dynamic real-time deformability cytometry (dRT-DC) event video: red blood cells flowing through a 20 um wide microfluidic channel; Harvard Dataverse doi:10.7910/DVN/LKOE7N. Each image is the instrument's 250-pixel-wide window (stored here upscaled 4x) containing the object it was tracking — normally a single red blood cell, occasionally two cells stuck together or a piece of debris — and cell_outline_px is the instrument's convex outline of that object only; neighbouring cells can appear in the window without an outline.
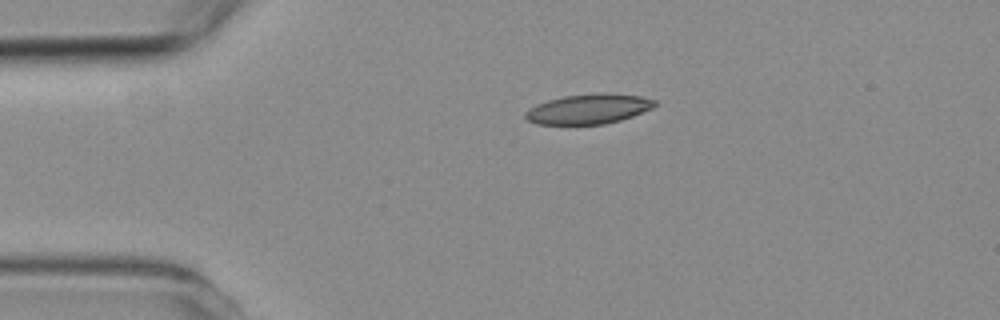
{"species": "common noctule bat (a hibernating species)", "species_latin": "Nyctalus noctula", "temperature_condition": "room temperature", "stored_images_in_passage": 4, "camera_frame_rate_fps": 3000, "um_per_image_px": 0.085, "animal": {"sex": "female", "body_mass_g": 19.3, "forearm_length_mm": 54.1}, "frame": {"image": 1, "passage_image": 4, "time_ms": 5.333, "image_size_px": [1000, 320], "cell_outline_px": [[656, 104], [652, 108], [632, 116], [620, 120], [604, 124], [536, 124], [528, 120], [524, 116], [524, 112], [528, 108], [536, 104], [548, 100], [564, 96], [640, 96], [656, 100]], "centroid_in_image_um": [49.94, 9.32], "position_along_channel_um": 35.1, "area_um2": 21.44}}